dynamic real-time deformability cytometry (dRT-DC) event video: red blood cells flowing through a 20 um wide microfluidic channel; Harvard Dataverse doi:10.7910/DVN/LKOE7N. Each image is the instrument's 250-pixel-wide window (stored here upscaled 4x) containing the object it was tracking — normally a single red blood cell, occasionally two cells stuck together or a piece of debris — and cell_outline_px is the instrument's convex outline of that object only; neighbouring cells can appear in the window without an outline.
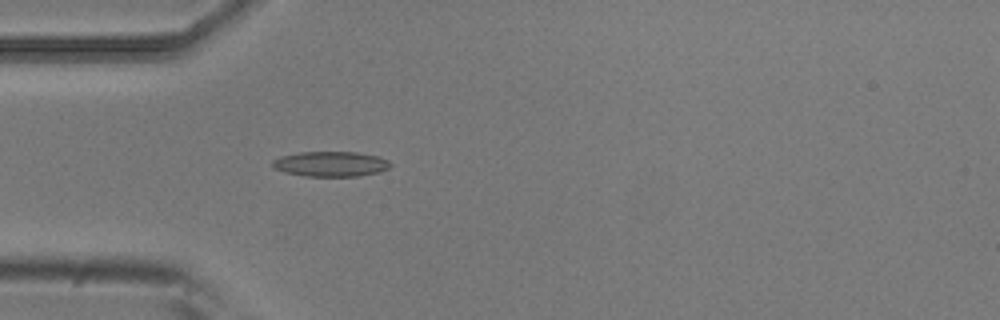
{"species": "common noctule bat (a hibernating species)", "species_latin": "Nyctalus noctula", "temperature_condition": "room temperature", "stored_images_in_passage": 1, "camera_frame_rate_fps": 3000, "um_per_image_px": 0.085, "animal": {"sex": "male", "body_mass_g": 20.5, "forearm_length_mm": 52.5}, "frame": {"image": 1, "passage_image": 1, "time_ms": 0.0, "image_size_px": [1000, 320], "cell_outline_px": [[392, 164], [388, 168], [380, 172], [360, 176], [304, 176], [284, 172], [272, 168], [272, 160], [280, 156], [300, 152], [356, 152], [380, 156], [388, 160]], "centroid_in_image_um": [28.11, 13.94], "position_along_channel_um": 56.9, "area_um2": 17.46}}